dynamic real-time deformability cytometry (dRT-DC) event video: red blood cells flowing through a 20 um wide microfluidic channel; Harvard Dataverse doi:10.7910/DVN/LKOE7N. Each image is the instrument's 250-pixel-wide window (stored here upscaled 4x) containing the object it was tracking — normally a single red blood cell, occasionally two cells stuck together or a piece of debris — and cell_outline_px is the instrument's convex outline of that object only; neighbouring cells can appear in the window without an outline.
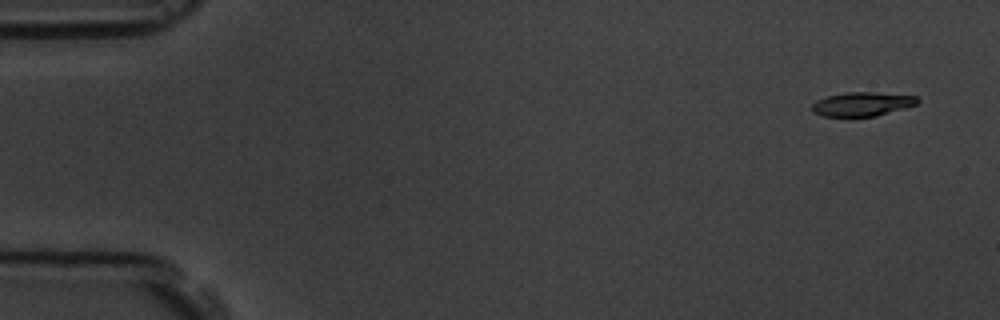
{"species": "common noctule bat (a hibernating species)", "species_latin": "Nyctalus noctula", "temperature_condition": "room temperature", "stored_images_in_passage": 3, "camera_frame_rate_fps": 3000, "um_per_image_px": 0.085, "animal": {"sex": "male", "body_mass_g": 19.5, "forearm_length_mm": 54.6}, "frame": {"image": 1, "passage_image": 1, "time_ms": 0.0, "image_size_px": [1000, 320], "cell_outline_px": [[920, 100], [916, 104], [904, 108], [876, 116], [820, 116], [812, 112], [812, 104], [816, 100], [828, 96], [848, 92], [872, 92], [916, 96]], "centroid_in_image_um": [73.26, 8.85], "position_along_channel_um": 11.7, "area_um2": 14.62}}